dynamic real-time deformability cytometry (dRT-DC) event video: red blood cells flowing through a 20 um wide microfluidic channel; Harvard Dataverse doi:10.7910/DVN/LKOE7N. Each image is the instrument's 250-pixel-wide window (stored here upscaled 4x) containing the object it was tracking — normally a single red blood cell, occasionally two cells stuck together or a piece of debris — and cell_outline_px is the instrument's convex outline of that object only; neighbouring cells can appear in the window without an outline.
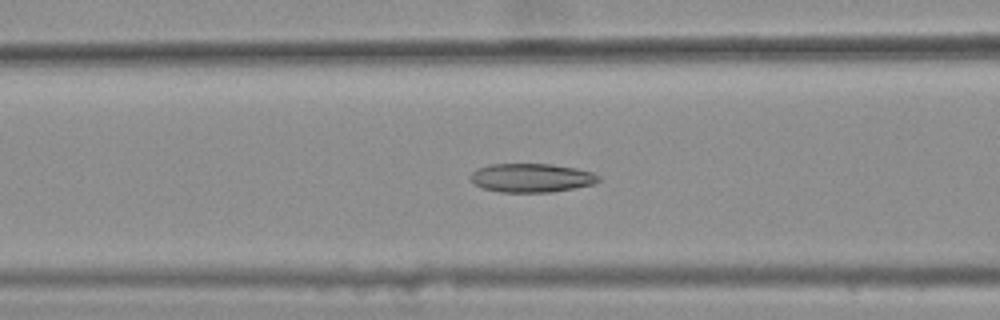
{"species": "common noctule bat (a hibernating species)", "species_latin": "Nyctalus noctula", "temperature_condition": "warm", "stored_images_in_passage": 39, "camera_frame_rate_fps": 3000, "um_per_image_px": 0.085, "animal": {"sex": "female", "body_mass_g": 25.1}, "frame": {"image": 1, "passage_image": 14, "time_ms": 4.333, "image_size_px": [1000, 320], "cell_outline_px": [[600, 180], [596, 184], [552, 192], [500, 192], [484, 188], [468, 180], [468, 176], [476, 168], [488, 164], [552, 164], [576, 168], [592, 172], [600, 176]], "centroid_in_image_um": [45.16, 15.11], "position_along_channel_um": 121.4, "area_um2": 21.73}}
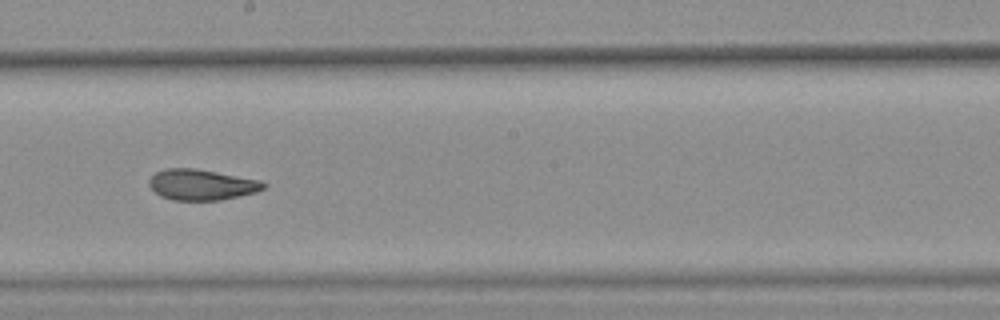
{"frame": {"image": 2, "passage_image": 23, "time_ms": 7.333, "image_size_px": [1000, 320], "cell_outline_px": [[268, 184], [264, 188], [256, 192], [220, 200], [172, 200], [160, 196], [148, 184], [148, 180], [156, 172], [164, 168], [196, 168], [260, 180]], "centroid_in_image_um": [17.12, 15.69], "position_along_channel_um": 231.1, "area_um2": 20.52}}
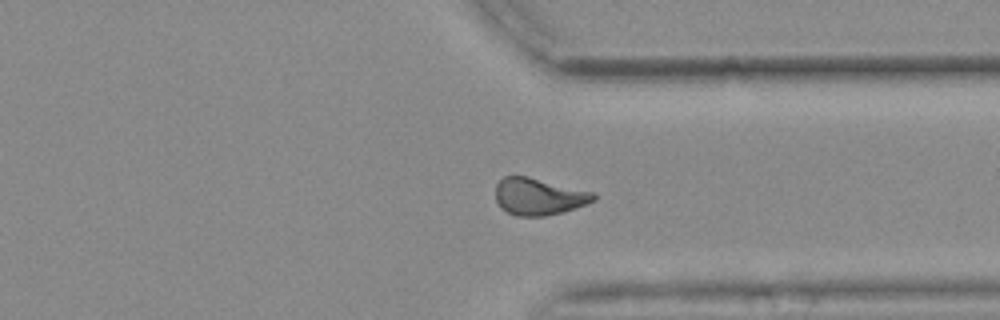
{"frame": {"image": 3, "passage_image": 34, "time_ms": 11.0, "image_size_px": [1000, 320], "cell_outline_px": [[596, 200], [560, 212], [544, 216], [516, 216], [500, 208], [496, 200], [496, 184], [504, 176], [528, 176], [592, 192], [596, 196]], "centroid_in_image_um": [45.74, 16.7], "position_along_channel_um": 365.7, "area_um2": 20.81}, "authors_computed_cell_mechanics": {"area_um2": 21.2126, "velocity_mm_per_s": 3.6645, "shape_relaxation_time_tau1_ms": null, "shape_relaxation_time_tau2_ms": 2.6789, "deformation_change_tau1": null, "deformation_change_tau2": 0.1014}}